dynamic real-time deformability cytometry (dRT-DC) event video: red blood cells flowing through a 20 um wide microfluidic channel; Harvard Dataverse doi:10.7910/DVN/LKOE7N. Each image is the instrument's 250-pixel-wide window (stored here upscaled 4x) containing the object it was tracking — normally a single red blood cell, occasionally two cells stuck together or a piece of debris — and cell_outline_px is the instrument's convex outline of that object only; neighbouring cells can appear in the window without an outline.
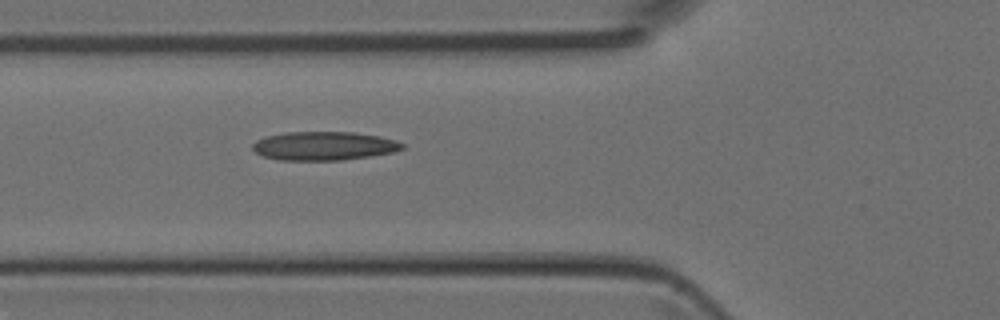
{"species": "Egyptian fruit bat (a non-hibernating species)", "species_latin": "Rousettus aegyptiacus", "temperature_condition": "room temperature", "stored_images_in_passage": 5, "camera_frame_rate_fps": 3000, "um_per_image_px": 0.085, "animal": {"sex": "female"}, "frame": {"image": 1, "passage_image": 5, "time_ms": 1.333, "image_size_px": [1000, 320], "cell_outline_px": [[404, 148], [392, 152], [344, 160], [280, 160], [264, 156], [256, 152], [252, 148], [252, 144], [256, 140], [264, 136], [284, 132], [352, 132], [380, 136], [396, 140], [404, 144]], "centroid_in_image_um": [27.51, 12.39], "position_along_channel_um": 98.3, "area_um2": 25.03}}